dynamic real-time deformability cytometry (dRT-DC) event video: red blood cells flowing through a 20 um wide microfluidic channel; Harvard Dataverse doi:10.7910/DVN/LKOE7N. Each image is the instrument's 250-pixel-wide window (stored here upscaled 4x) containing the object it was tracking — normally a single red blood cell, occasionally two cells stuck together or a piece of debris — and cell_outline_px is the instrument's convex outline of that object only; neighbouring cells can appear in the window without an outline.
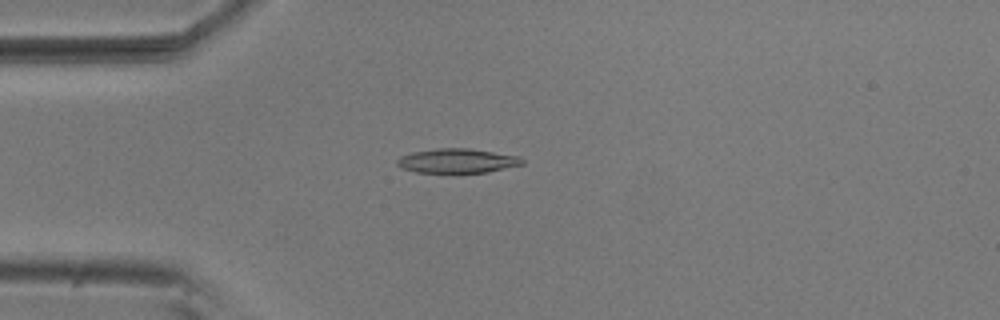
{"species": "common noctule bat (a hibernating species)", "species_latin": "Nyctalus noctula", "temperature_condition": "room temperature", "stored_images_in_passage": 4, "camera_frame_rate_fps": 3000, "um_per_image_px": 0.085, "animal": {"sex": "male", "body_mass_g": 20.5, "forearm_length_mm": 52.5}, "frame": {"image": 1, "passage_image": 4, "time_ms": 1.0, "image_size_px": [1000, 320], "cell_outline_px": [[524, 164], [488, 172], [416, 172], [404, 168], [396, 164], [396, 160], [400, 156], [412, 152], [436, 148], [468, 148], [520, 156], [524, 160]], "centroid_in_image_um": [38.88, 13.66], "position_along_channel_um": 46.1, "area_um2": 17.69}}